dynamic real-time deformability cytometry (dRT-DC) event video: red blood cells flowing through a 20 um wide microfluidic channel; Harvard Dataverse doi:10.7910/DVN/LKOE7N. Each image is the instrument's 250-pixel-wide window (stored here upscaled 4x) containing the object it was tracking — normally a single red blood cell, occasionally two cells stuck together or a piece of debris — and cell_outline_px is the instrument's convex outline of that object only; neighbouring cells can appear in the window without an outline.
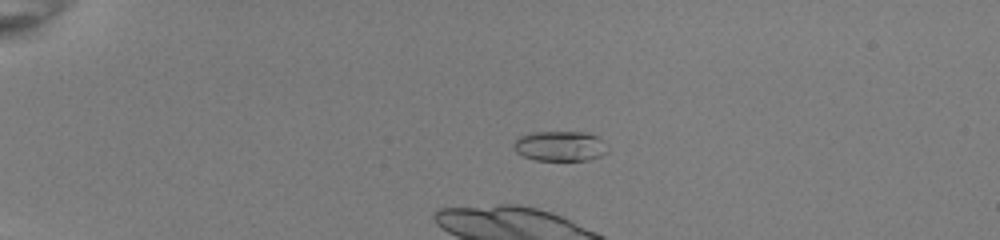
{"species": "common noctule bat (a hibernating species)", "species_latin": "Nyctalus noctula", "temperature_condition": "room temperature", "stored_images_in_passage": 13, "camera_frame_rate_fps": 3000, "um_per_image_px": 0.085, "animal": {"sex": "female", "body_mass_g": 22.0, "forearm_length_mm": 56.7}, "frame": {"image": 1, "passage_image": 4, "time_ms": 1.0, "image_size_px": [1000, 240], "cell_outline_px": [[612, 148], [608, 152], [600, 156], [588, 160], [536, 160], [524, 156], [516, 152], [512, 148], [512, 144], [520, 136], [528, 132], [588, 132], [596, 136]], "centroid_in_image_um": [47.63, 12.41], "position_along_channel_um": 37.4, "area_um2": 16.76}}